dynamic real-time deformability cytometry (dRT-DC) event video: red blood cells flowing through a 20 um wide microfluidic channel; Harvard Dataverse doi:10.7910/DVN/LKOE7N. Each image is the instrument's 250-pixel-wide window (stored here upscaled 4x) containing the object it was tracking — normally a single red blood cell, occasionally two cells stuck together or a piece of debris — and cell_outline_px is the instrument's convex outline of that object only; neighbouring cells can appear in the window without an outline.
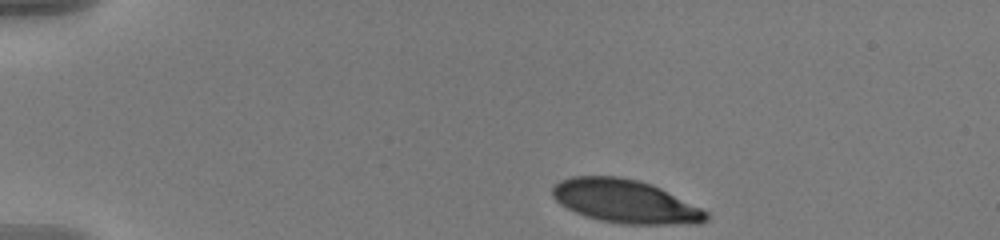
{"species": "human", "species_latin": "Homo sapiens", "temperature_condition": "warm", "stored_images_in_passage": 31, "camera_frame_rate_fps": 3000, "um_per_image_px": 0.085, "donor": {"sex": "male"}, "frame": {"image": 1, "passage_image": 1, "time_ms": 0.0, "image_size_px": [1000, 240], "cell_outline_px": [[712, 216], [708, 220], [700, 224], [624, 224], [600, 220], [576, 212], [560, 204], [552, 196], [552, 188], [560, 180], [572, 176], [620, 176], [652, 184], [708, 212]], "centroid_in_image_um": [53.17, 17.12], "position_along_channel_um": 31.8, "area_um2": 38.67}}
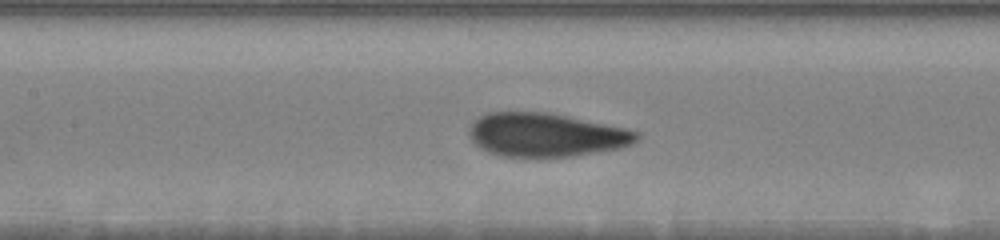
{"frame": {"image": 2, "passage_image": 18, "time_ms": 5.667, "image_size_px": [1000, 240], "cell_outline_px": [[640, 136], [632, 144], [620, 148], [572, 156], [500, 156], [488, 152], [480, 148], [468, 136], [468, 128], [472, 120], [488, 112], [548, 112], [568, 116], [624, 128], [640, 132]], "centroid_in_image_um": [46.35, 11.45], "position_along_channel_um": 161.0, "area_um2": 42.54}}
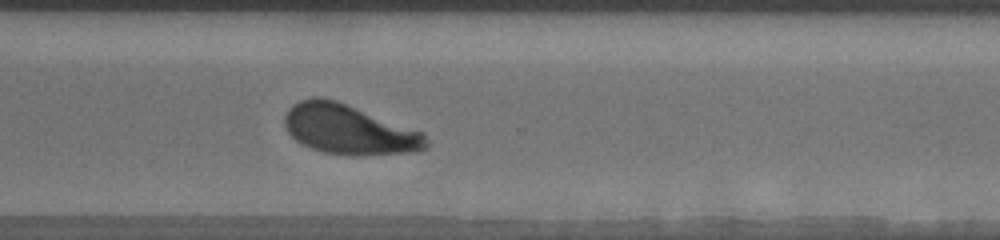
{"frame": {"image": 3, "passage_image": 31, "time_ms": 10.0, "image_size_px": [1000, 240], "cell_outline_px": [[428, 148], [408, 152], [324, 152], [312, 148], [296, 140], [288, 132], [284, 124], [284, 116], [288, 108], [292, 104], [300, 100], [312, 96], [320, 96], [336, 100], [424, 132], [428, 144]], "centroid_in_image_um": [29.61, 10.93], "position_along_channel_um": 341.0, "area_um2": 39.82}}